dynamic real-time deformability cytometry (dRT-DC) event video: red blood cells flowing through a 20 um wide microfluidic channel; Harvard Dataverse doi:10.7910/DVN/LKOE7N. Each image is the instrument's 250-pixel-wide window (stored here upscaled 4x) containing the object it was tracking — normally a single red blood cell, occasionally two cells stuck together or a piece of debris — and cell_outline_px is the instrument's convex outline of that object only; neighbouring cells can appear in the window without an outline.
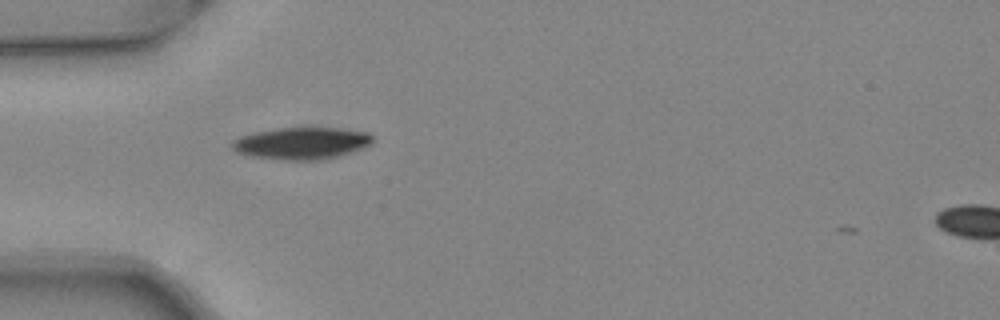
{"species": "common noctule bat (a hibernating species)", "species_latin": "Nyctalus noctula", "temperature_condition": "warm", "stored_images_in_passage": 36, "camera_frame_rate_fps": 3000, "um_per_image_px": 0.085, "animal": {"sex": "female", "body_mass_g": 24.6, "forearm_length_mm": 56.2}, "frame": {"image": 1, "passage_image": 1, "time_ms": 0.0, "image_size_px": [1000, 320], "cell_outline_px": [[372, 140], [368, 144], [360, 148], [336, 156], [316, 160], [284, 160], [248, 156], [236, 152], [232, 148], [232, 140], [240, 136], [252, 132], [276, 128], [336, 128], [368, 132], [372, 136]], "centroid_in_image_um": [25.53, 12.17], "position_along_channel_um": 59.5, "area_um2": 25.95}}
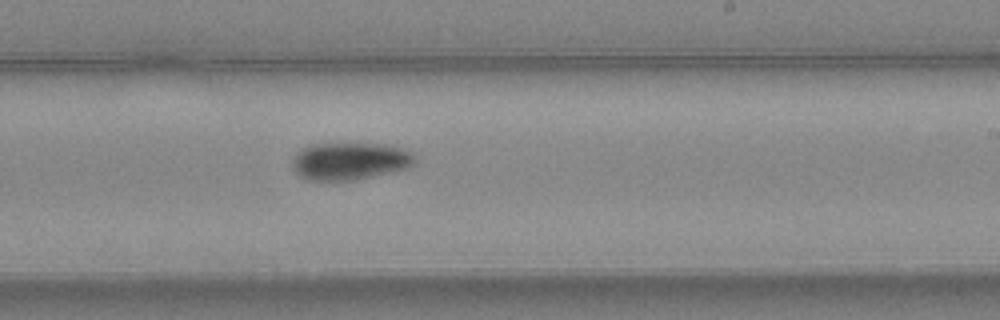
{"frame": {"image": 2, "passage_image": 16, "time_ms": 5.0, "image_size_px": [1000, 320], "cell_outline_px": [[416, 164], [408, 168], [356, 180], [308, 180], [300, 176], [292, 168], [292, 156], [296, 152], [312, 144], [392, 144], [412, 152], [416, 160]], "centroid_in_image_um": [29.76, 13.69], "position_along_channel_um": 259.2, "area_um2": 26.93}}
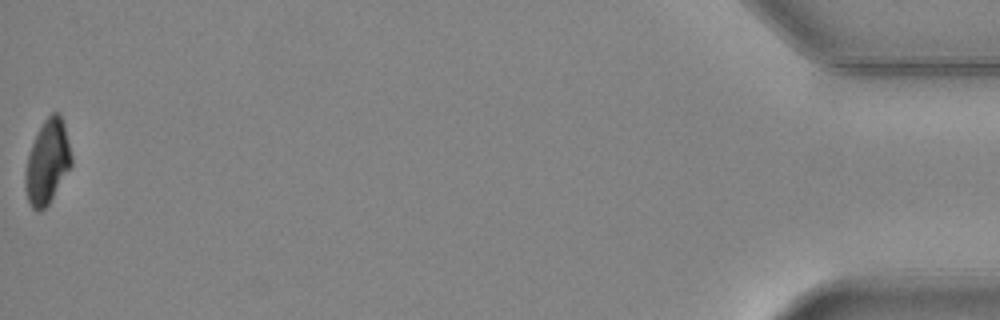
{"frame": {"image": 3, "passage_image": 36, "time_ms": 11.667, "image_size_px": [1000, 320], "cell_outline_px": [[72, 164], [48, 204], [40, 212], [36, 212], [32, 208], [28, 200], [24, 188], [24, 172], [28, 156], [32, 144], [44, 120], [52, 112], [60, 112], [64, 124], [72, 156]], "centroid_in_image_um": [4.01, 13.78], "position_along_channel_um": 431.2, "area_um2": 22.43}, "authors_computed_cell_mechanics": {"area_um2": 25.9811, "velocity_mm_per_s": 4.068, "shape_relaxation_time_tau1_ms": 2.9106, "shape_relaxation_time_tau2_ms": null, "deformation_change_tau1": 0.1149, "deformation_change_tau2": null}}